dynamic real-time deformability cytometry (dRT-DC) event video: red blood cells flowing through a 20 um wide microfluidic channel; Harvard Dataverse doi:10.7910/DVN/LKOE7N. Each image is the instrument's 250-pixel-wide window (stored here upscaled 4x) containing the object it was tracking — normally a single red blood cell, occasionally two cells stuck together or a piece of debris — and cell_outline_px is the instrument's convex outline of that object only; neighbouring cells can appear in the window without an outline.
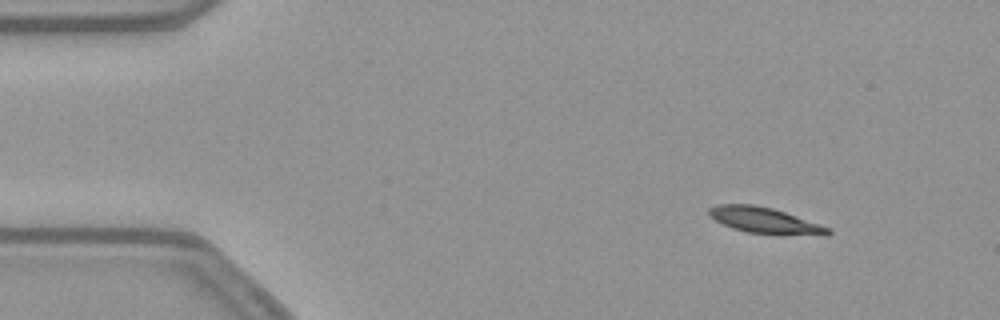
{"species": "common noctule bat (a hibernating species)", "species_latin": "Nyctalus noctula", "temperature_condition": "warm", "stored_images_in_passage": 49, "camera_frame_rate_fps": 3000, "um_per_image_px": 0.085, "animal": {"sex": "female", "body_mass_g": 21.9}, "frame": {"image": 1, "passage_image": 1, "time_ms": 0.0, "image_size_px": [1000, 320], "cell_outline_px": [[832, 232], [828, 236], [824, 236], [748, 232], [732, 228], [708, 216], [708, 208], [716, 204], [752, 204], [772, 208], [832, 228]], "centroid_in_image_um": [65.03, 18.73], "position_along_channel_um": 20.0, "area_um2": 17.92}}
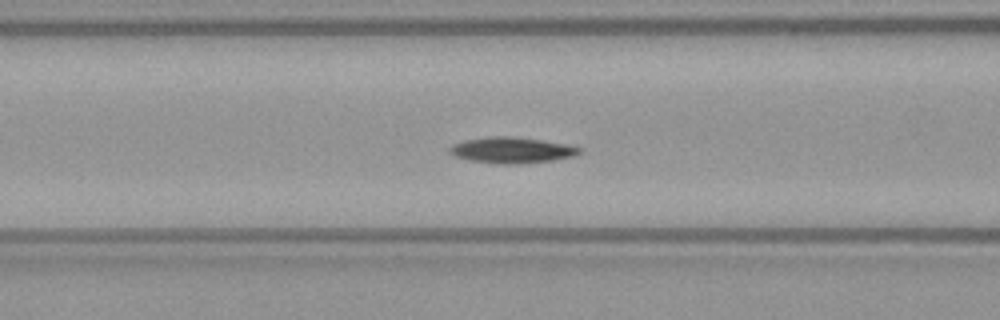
{"frame": {"image": 2, "passage_image": 16, "time_ms": 5.0, "image_size_px": [1000, 320], "cell_outline_px": [[584, 152], [572, 156], [552, 160], [520, 164], [496, 164], [472, 160], [456, 156], [448, 152], [448, 148], [452, 144], [464, 140], [488, 136], [512, 136], [540, 140], [564, 144], [584, 148]], "centroid_in_image_um": [43.49, 12.76], "position_along_channel_um": 123.1, "area_um2": 19.65}}
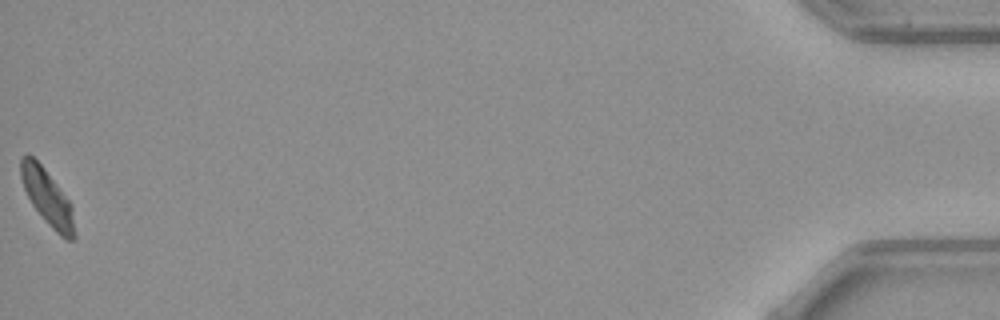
{"frame": {"image": 3, "passage_image": 49, "time_ms": 16.0, "image_size_px": [1000, 320], "cell_outline_px": [[76, 236], [72, 240], [68, 240], [60, 236], [48, 224], [32, 204], [24, 188], [20, 176], [20, 156], [28, 152], [44, 168], [72, 204]], "centroid_in_image_um": [4.03, 16.77], "position_along_channel_um": 431.2, "area_um2": 17.46}, "authors_computed_cell_mechanics": {"area_um2": 18.4382, "velocity_mm_per_s": 3.7788, "shape_relaxation_time_tau1_ms": 7.7065, "shape_relaxation_time_tau2_ms": null, "deformation_change_tau1": 0.2033, "deformation_change_tau2": null}}